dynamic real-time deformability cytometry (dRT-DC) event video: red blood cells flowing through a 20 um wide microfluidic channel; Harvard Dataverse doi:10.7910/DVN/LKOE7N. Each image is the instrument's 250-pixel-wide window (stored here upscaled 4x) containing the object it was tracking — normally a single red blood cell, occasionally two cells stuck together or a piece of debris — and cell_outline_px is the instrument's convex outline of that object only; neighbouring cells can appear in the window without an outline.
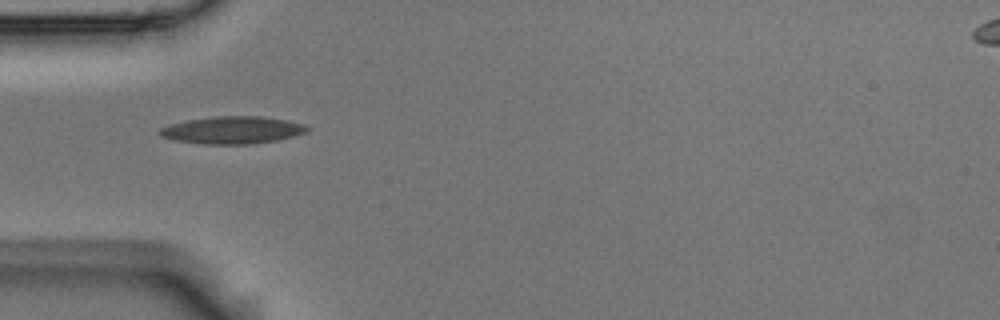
{"species": "Egyptian fruit bat (a non-hibernating species)", "species_latin": "Rousettus aegyptiacus", "temperature_condition": "room temperature", "stored_images_in_passage": 6, "camera_frame_rate_fps": 3000, "um_per_image_px": 0.085, "animal": {"sex": "male"}, "frame": {"image": 1, "passage_image": 4, "time_ms": 1.0, "image_size_px": [1000, 320], "cell_outline_px": [[312, 128], [308, 132], [276, 140], [252, 144], [204, 144], [176, 140], [160, 136], [156, 132], [160, 128], [172, 124], [188, 120], [216, 116], [260, 116], [288, 120], [304, 124]], "centroid_in_image_um": [19.79, 11.05], "position_along_channel_um": 65.2, "area_um2": 23.52}}
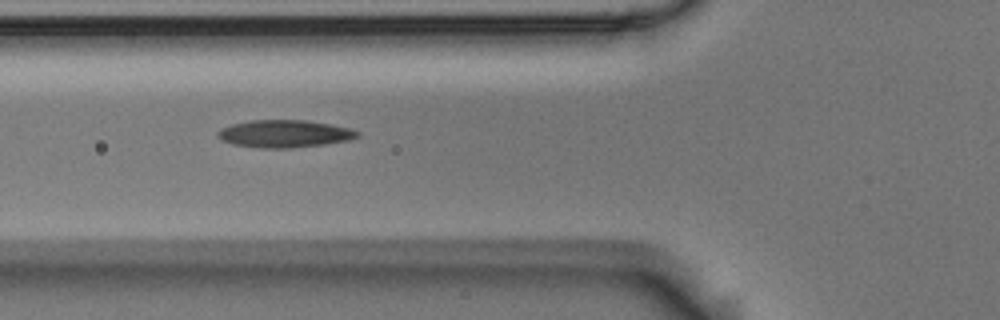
{"frame": {"image": 2, "passage_image": 5, "time_ms": 1.333, "image_size_px": [1000, 320], "cell_outline_px": [[360, 136], [348, 140], [324, 144], [292, 148], [260, 148], [232, 144], [220, 140], [216, 136], [216, 132], [220, 128], [232, 124], [248, 120], [308, 120], [332, 124], [348, 128], [360, 132]], "centroid_in_image_um": [24.14, 11.36], "position_along_channel_um": 101.7, "area_um2": 22.6}}
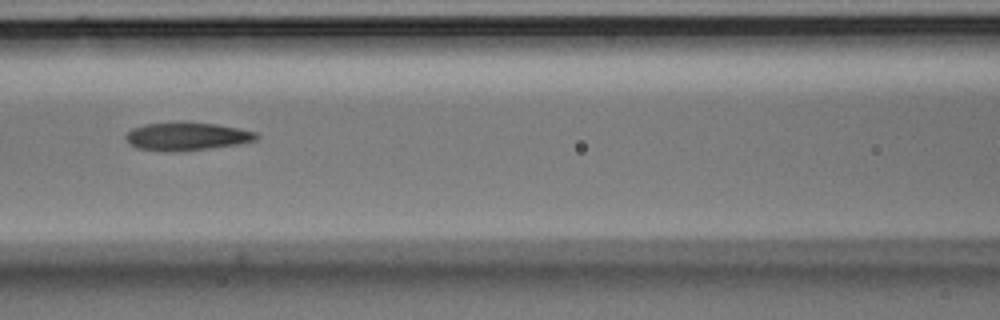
{"frame": {"image": 3, "passage_image": 6, "time_ms": 1.667, "image_size_px": [1000, 320], "cell_outline_px": [[260, 136], [256, 140], [240, 144], [204, 148], [136, 148], [128, 144], [124, 136], [132, 128], [144, 124], [180, 120], [188, 120], [216, 124], [256, 132]], "centroid_in_image_um": [15.89, 11.5], "position_along_channel_um": 150.7, "area_um2": 20.81}}